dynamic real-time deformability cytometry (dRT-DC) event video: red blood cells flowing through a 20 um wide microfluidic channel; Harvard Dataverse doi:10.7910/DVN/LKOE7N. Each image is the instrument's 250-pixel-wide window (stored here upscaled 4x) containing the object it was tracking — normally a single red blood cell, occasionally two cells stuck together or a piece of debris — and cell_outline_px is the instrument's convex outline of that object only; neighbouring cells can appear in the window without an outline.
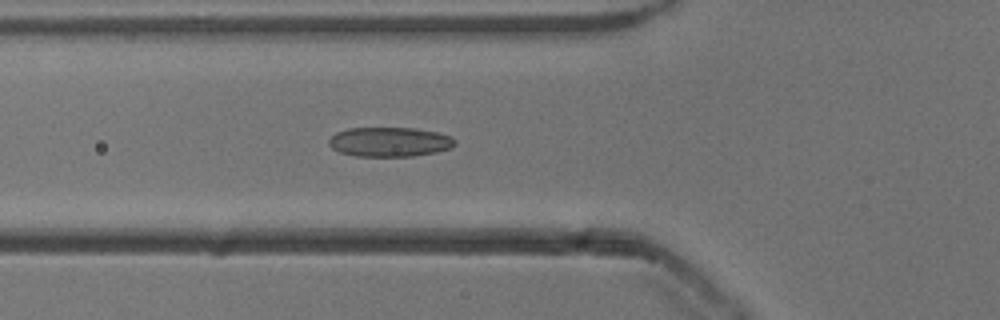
{"species": "common noctule bat (a hibernating species)", "species_latin": "Nyctalus noctula", "temperature_condition": "cold", "stored_images_in_passage": 19, "camera_frame_rate_fps": 3000, "um_per_image_px": 0.085, "animal": {"sex": "male", "body_mass_g": 13.3}, "frame": {"image": 1, "passage_image": 19, "time_ms": 6.0, "image_size_px": [1000, 320], "cell_outline_px": [[456, 144], [452, 148], [436, 152], [412, 156], [356, 156], [340, 152], [332, 148], [328, 144], [328, 140], [336, 132], [348, 128], [416, 128], [436, 132], [452, 136], [456, 140]], "centroid_in_image_um": [33.14, 12.06], "position_along_channel_um": 92.7, "area_um2": 21.79}}